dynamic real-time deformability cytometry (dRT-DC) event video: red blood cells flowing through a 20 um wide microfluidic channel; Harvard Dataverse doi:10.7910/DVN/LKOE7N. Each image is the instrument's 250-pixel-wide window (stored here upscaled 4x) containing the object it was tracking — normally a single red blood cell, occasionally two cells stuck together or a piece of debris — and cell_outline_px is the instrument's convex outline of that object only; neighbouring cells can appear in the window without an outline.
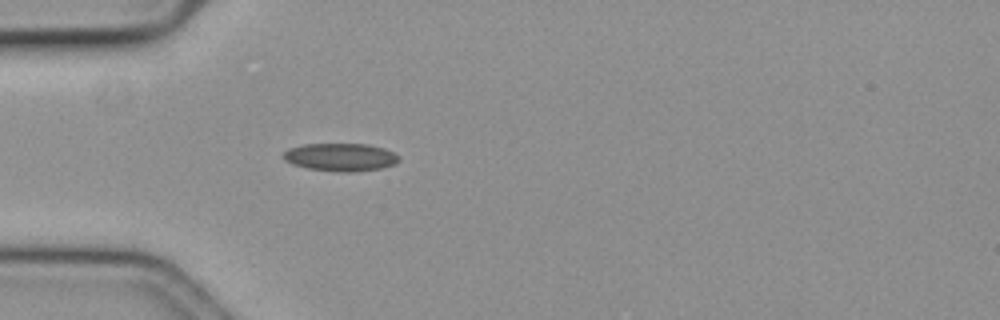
{"species": "common noctule bat (a hibernating species)", "species_latin": "Nyctalus noctula", "temperature_condition": "cold", "stored_images_in_passage": 42, "camera_frame_rate_fps": 3000, "um_per_image_px": 0.085, "animal": {"sex": "female", "body_mass_g": 19.3, "forearm_length_mm": 54.1}, "frame": {"image": 1, "passage_image": 1, "time_ms": 0.0, "image_size_px": [1000, 320], "cell_outline_px": [[400, 160], [392, 164], [380, 168], [352, 172], [336, 172], [308, 168], [292, 164], [284, 160], [280, 156], [288, 148], [304, 144], [368, 144], [384, 148], [400, 156]], "centroid_in_image_um": [28.9, 13.35], "position_along_channel_um": 56.1, "area_um2": 18.84}}
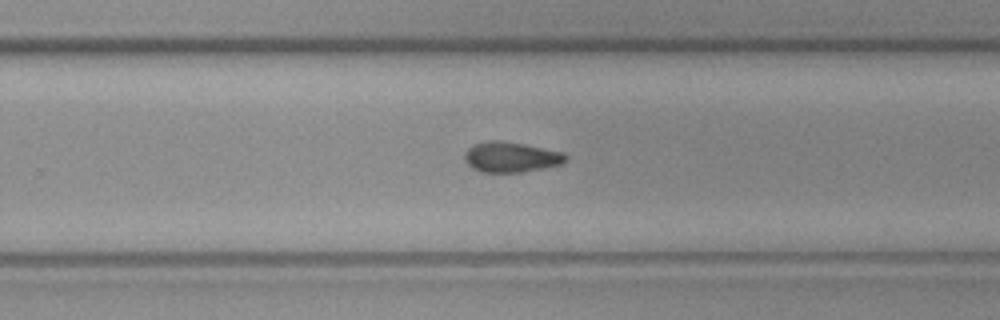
{"frame": {"image": 2, "passage_image": 21, "time_ms": 6.667, "image_size_px": [1000, 320], "cell_outline_px": [[568, 160], [564, 164], [544, 168], [520, 172], [480, 172], [472, 168], [464, 160], [464, 152], [472, 144], [484, 140], [500, 140], [524, 144], [564, 152], [568, 156]], "centroid_in_image_um": [43.44, 13.34], "position_along_channel_um": 286.4, "area_um2": 18.26}}
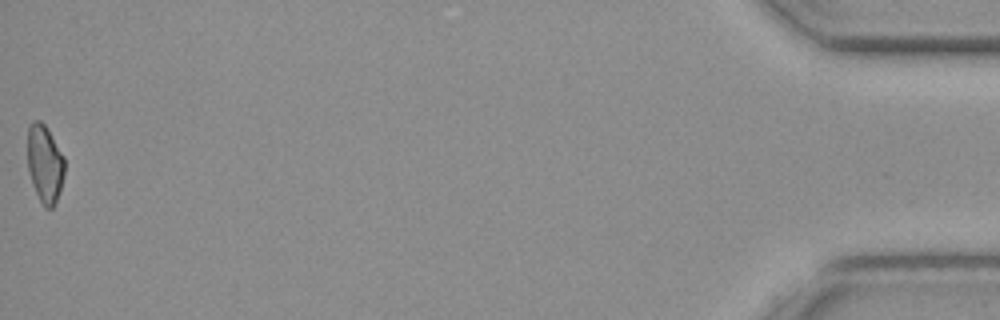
{"frame": {"image": 3, "passage_image": 42, "time_ms": 13.667, "image_size_px": [1000, 320], "cell_outline_px": [[64, 176], [60, 192], [56, 204], [52, 208], [44, 208], [32, 184], [28, 168], [28, 128], [32, 120], [40, 120], [48, 128], [64, 156]], "centroid_in_image_um": [3.82, 13.92], "position_along_channel_um": 431.4, "area_um2": 16.99}, "authors_computed_cell_mechanics": {"area_um2": 17.7157, "velocity_mm_per_s": 3.5626, "shape_relaxation_time_tau1_ms": 5.0485, "shape_relaxation_time_tau2_ms": 5.001, "deformation_change_tau1": 0.1198, "deformation_change_tau2": 0.1051}}